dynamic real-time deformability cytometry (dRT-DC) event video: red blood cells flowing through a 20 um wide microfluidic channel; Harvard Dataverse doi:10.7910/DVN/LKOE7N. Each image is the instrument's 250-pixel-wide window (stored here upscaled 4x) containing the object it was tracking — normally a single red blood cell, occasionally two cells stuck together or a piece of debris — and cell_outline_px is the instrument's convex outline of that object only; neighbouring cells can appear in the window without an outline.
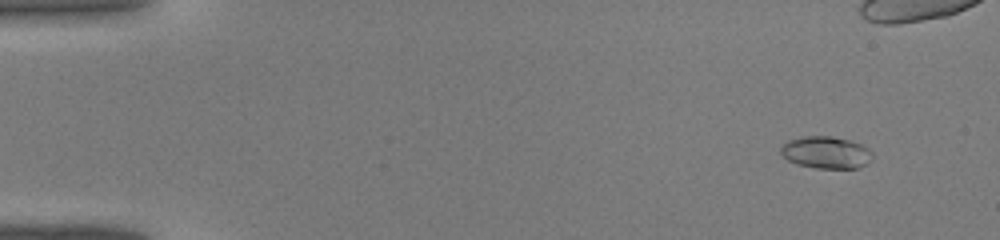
{"species": "common noctule bat (a hibernating species)", "species_latin": "Nyctalus noctula", "temperature_condition": "warm", "stored_images_in_passage": 44, "camera_frame_rate_fps": 3000, "um_per_image_px": 0.085, "animal": {"sex": "male", "body_mass_g": 19.0, "forearm_length_mm": 50.8}, "frame": {"image": 1, "passage_image": 4, "time_ms": 1.0, "image_size_px": [1000, 240], "cell_outline_px": [[872, 160], [856, 168], [816, 168], [796, 164], [788, 160], [780, 152], [780, 148], [788, 140], [800, 136], [832, 136], [848, 140], [860, 144], [868, 148], [872, 152]], "centroid_in_image_um": [70.19, 12.95], "position_along_channel_um": 14.8, "area_um2": 17.11}}
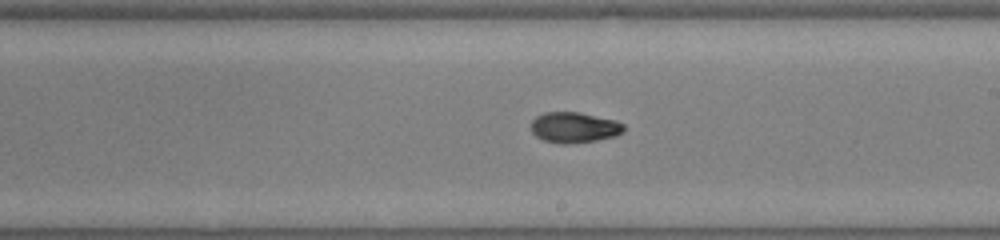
{"frame": {"image": 2, "passage_image": 26, "time_ms": 8.333, "image_size_px": [1000, 240], "cell_outline_px": [[624, 132], [616, 136], [596, 140], [544, 140], [536, 136], [532, 132], [532, 120], [536, 116], [544, 112], [580, 112], [616, 120], [624, 124]], "centroid_in_image_um": [48.86, 10.76], "position_along_channel_um": 240.1, "area_um2": 15.78}}
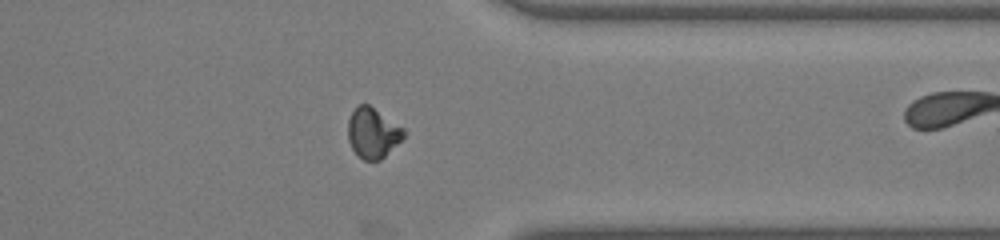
{"frame": {"image": 3, "passage_image": 35, "time_ms": 11.333, "image_size_px": [1000, 240], "cell_outline_px": [[408, 132], [380, 160], [364, 160], [352, 148], [348, 140], [348, 120], [352, 112], [360, 104], [368, 104], [404, 128]], "centroid_in_image_um": [31.69, 11.29], "position_along_channel_um": 379.7, "area_um2": 16.01}}